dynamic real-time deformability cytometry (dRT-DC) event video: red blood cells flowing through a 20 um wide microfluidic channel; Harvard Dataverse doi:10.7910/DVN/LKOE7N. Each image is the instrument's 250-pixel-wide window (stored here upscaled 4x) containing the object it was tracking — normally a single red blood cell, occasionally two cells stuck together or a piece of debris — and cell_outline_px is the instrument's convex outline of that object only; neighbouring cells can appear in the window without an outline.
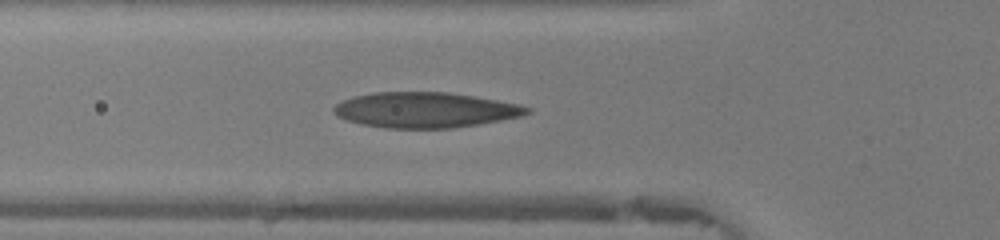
{"species": "human", "species_latin": "Homo sapiens", "temperature_condition": "warm", "stored_images_in_passage": 33, "camera_frame_rate_fps": 3000, "um_per_image_px": 0.085, "donor": {"sex": "female"}, "frame": {"image": 1, "passage_image": 2, "time_ms": 0.333, "image_size_px": [1000, 240], "cell_outline_px": [[532, 112], [520, 116], [500, 120], [452, 128], [384, 128], [360, 124], [336, 116], [332, 112], [332, 108], [336, 104], [352, 96], [372, 92], [448, 92], [520, 104], [532, 108]], "centroid_in_image_um": [36.1, 9.34], "position_along_channel_um": 89.7, "area_um2": 39.88}}
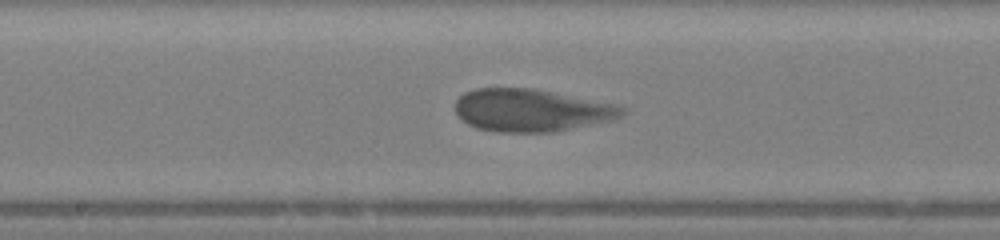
{"frame": {"image": 2, "passage_image": 10, "time_ms": 3.0, "image_size_px": [1000, 240], "cell_outline_px": [[628, 108], [620, 116], [612, 120], [552, 132], [496, 132], [476, 128], [468, 124], [456, 112], [456, 100], [464, 92], [476, 88], [532, 88], [616, 104]], "centroid_in_image_um": [45.16, 9.37], "position_along_channel_um": 203.0, "area_um2": 41.21}}
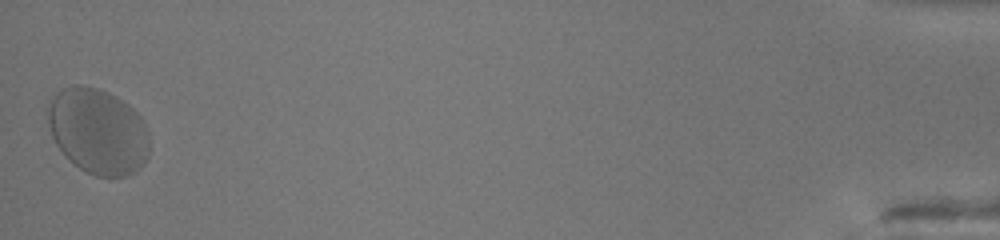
{"frame": {"image": 3, "passage_image": 33, "time_ms": 10.667, "image_size_px": [1000, 240], "cell_outline_px": [[148, 156], [144, 164], [136, 172], [128, 176], [96, 176], [80, 168], [68, 160], [64, 156], [56, 144], [52, 136], [48, 124], [44, 108], [56, 92], [72, 84], [80, 84], [96, 88], [108, 92], [116, 96], [128, 104], [144, 120], [148, 136]], "centroid_in_image_um": [8.29, 11.14], "position_along_channel_um": 426.9, "area_um2": 51.38}}